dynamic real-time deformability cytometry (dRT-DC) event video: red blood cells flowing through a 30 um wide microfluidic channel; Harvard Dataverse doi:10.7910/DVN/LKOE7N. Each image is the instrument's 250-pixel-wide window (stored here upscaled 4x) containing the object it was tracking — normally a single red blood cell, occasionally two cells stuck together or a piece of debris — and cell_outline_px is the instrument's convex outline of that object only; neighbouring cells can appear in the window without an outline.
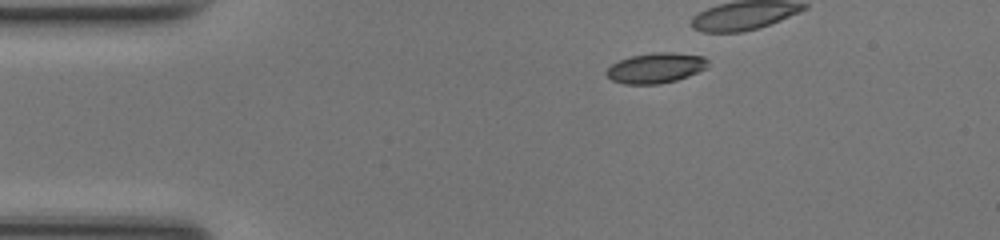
{"species": "common noctule bat (a hibernating species)", "species_latin": "Nyctalus noctula", "temperature_condition": "room temperature", "stored_images_in_passage": 30, "camera_frame_rate_fps": 3000, "um_per_image_px": 0.085, "animal": {"sex": "female", "body_mass_g": 17.0, "forearm_length_mm": 48.0}, "frame": {"image": 1, "passage_image": 1, "time_ms": 0.0, "image_size_px": [1000, 240], "cell_outline_px": [[708, 68], [688, 76], [676, 80], [660, 84], [624, 84], [612, 80], [604, 72], [612, 64], [620, 60], [632, 56], [652, 52], [672, 52], [704, 56], [708, 60]], "centroid_in_image_um": [55.76, 5.77], "position_along_channel_um": 29.2, "area_um2": 17.98}}
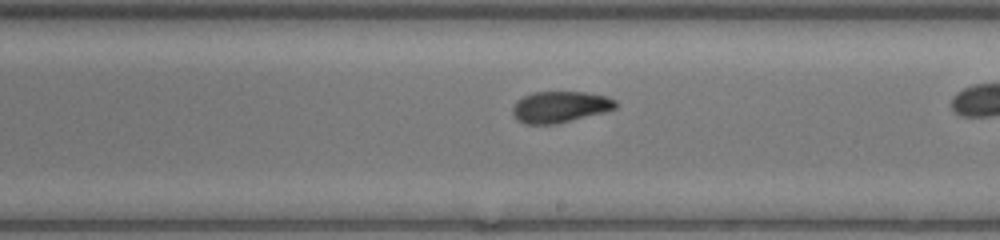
{"frame": {"image": 2, "passage_image": 20, "time_ms": 6.333, "image_size_px": [1000, 240], "cell_outline_px": [[616, 108], [604, 112], [556, 124], [524, 124], [516, 120], [512, 116], [512, 108], [516, 100], [532, 92], [584, 92], [608, 96], [616, 100]], "centroid_in_image_um": [47.56, 9.09], "position_along_channel_um": 241.4, "area_um2": 18.96}}
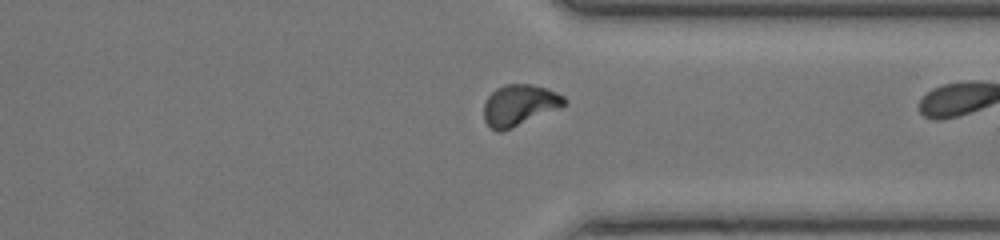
{"frame": {"image": 3, "passage_image": 29, "time_ms": 9.333, "image_size_px": [1000, 240], "cell_outline_px": [[568, 104], [560, 108], [512, 128], [500, 132], [496, 132], [484, 120], [484, 104], [488, 96], [496, 88], [504, 84], [532, 84], [556, 92], [564, 96], [568, 100]], "centroid_in_image_um": [44.16, 8.93], "position_along_channel_um": 367.2, "area_um2": 19.36}}